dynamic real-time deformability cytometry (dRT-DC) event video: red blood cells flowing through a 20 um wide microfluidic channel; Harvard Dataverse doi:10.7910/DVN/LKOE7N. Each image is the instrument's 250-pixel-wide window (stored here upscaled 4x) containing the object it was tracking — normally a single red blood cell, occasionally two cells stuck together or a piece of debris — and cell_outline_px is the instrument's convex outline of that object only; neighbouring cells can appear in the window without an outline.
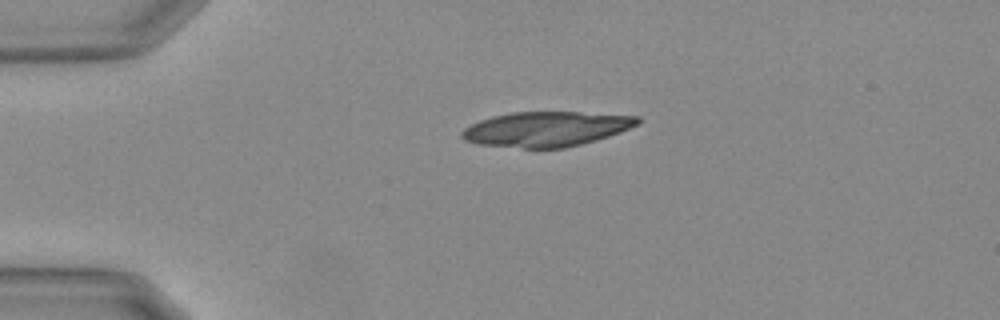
{"species": "Egyptian fruit bat (a non-hibernating species)", "species_latin": "Rousettus aegyptiacus", "temperature_condition": "warm", "stored_images_in_passage": 17, "camera_frame_rate_fps": 3000, "um_per_image_px": 0.085, "animal": {"sex": "female"}, "frame": {"image": 1, "passage_image": 1, "time_ms": 0.0, "image_size_px": [1000, 320], "cell_outline_px": [[640, 120], [636, 124], [620, 132], [596, 140], [564, 148], [524, 148], [476, 144], [464, 140], [460, 136], [460, 132], [464, 128], [480, 120], [492, 116], [512, 112], [576, 112], [640, 116]], "centroid_in_image_um": [46.38, 10.97], "position_along_channel_um": 38.6, "area_um2": 35.6}}